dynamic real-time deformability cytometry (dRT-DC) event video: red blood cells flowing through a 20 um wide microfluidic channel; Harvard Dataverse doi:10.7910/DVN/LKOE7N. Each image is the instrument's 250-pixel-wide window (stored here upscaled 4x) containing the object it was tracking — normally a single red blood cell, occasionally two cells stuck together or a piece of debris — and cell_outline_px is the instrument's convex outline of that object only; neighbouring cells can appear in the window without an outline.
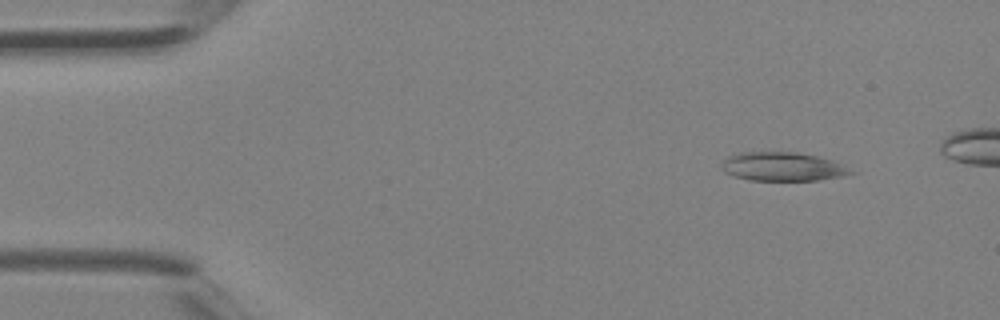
{"species": "Egyptian fruit bat (a non-hibernating species)", "species_latin": "Rousettus aegyptiacus", "temperature_condition": "room temperature", "stored_images_in_passage": 4, "camera_frame_rate_fps": 3000, "um_per_image_px": 0.085, "animal": {"sex": "female"}, "frame": {"image": 1, "passage_image": 1, "time_ms": 0.0, "image_size_px": [1000, 320], "cell_outline_px": [[860, 172], [840, 176], [816, 180], [748, 180], [724, 172], [720, 168], [720, 164], [728, 156], [740, 152], [796, 152], [816, 156], [832, 160]], "centroid_in_image_um": [66.52, 14.16], "position_along_channel_um": 18.5, "area_um2": 21.68}}